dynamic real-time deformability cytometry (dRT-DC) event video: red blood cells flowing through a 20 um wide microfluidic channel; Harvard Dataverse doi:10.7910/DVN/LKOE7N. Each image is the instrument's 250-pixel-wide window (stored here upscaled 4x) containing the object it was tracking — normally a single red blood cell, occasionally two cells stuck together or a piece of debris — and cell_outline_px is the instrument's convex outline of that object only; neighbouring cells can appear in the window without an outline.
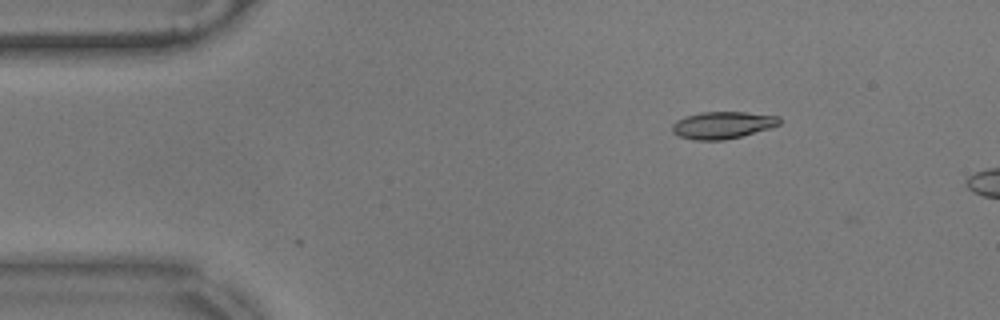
{"species": "common noctule bat (a hibernating species)", "species_latin": "Nyctalus noctula", "temperature_condition": "warm", "stored_images_in_passage": 3, "camera_frame_rate_fps": 3000, "um_per_image_px": 0.085, "animal": {"sex": "male", "body_mass_g": 17.9}, "frame": {"image": 1, "passage_image": 2, "time_ms": 0.333, "image_size_px": [1000, 320], "cell_outline_px": [[780, 124], [772, 128], [724, 140], [696, 140], [680, 136], [672, 132], [672, 124], [676, 120], [684, 116], [700, 112], [744, 112], [780, 116]], "centroid_in_image_um": [61.42, 10.62], "position_along_channel_um": 23.6, "area_um2": 16.99}}